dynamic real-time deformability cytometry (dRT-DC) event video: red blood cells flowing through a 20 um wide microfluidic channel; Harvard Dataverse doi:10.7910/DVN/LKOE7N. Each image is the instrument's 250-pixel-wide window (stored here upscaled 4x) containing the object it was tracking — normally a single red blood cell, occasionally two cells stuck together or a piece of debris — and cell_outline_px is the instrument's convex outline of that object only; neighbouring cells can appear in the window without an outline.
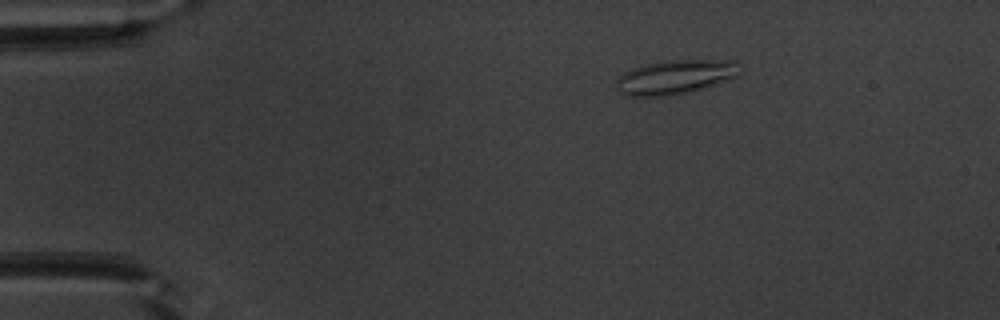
{"species": "common noctule bat (a hibernating species)", "species_latin": "Nyctalus noctula", "temperature_condition": "warm", "stored_images_in_passage": 44, "camera_frame_rate_fps": 3000, "um_per_image_px": 0.085, "animal": {"sex": "male", "body_mass_g": 20.1, "forearm_length_mm": 53.5}, "frame": {"image": 1, "passage_image": 2, "time_ms": 0.333, "image_size_px": [1000, 320], "cell_outline_px": [[736, 76], [728, 80], [692, 92], [660, 96], [624, 96], [620, 92], [616, 80], [624, 72], [648, 64], [664, 60], [736, 60]], "centroid_in_image_um": [57.38, 6.55], "position_along_channel_um": 27.6, "area_um2": 24.22}}
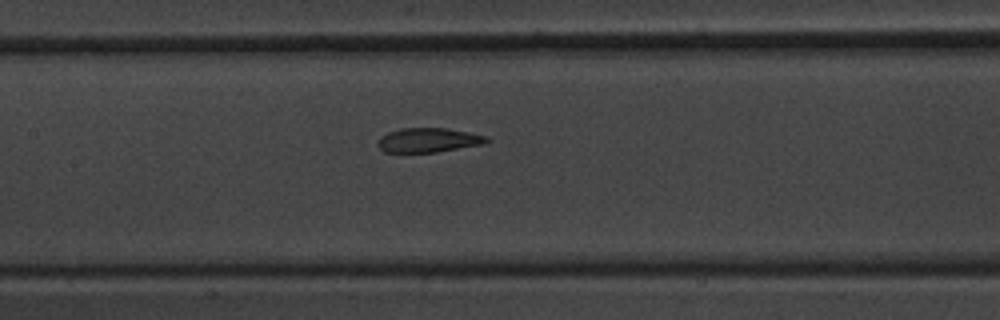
{"frame": {"image": 2, "passage_image": 18, "time_ms": 5.667, "image_size_px": [1000, 320], "cell_outline_px": [[492, 140], [484, 144], [436, 152], [384, 152], [376, 144], [380, 136], [388, 132], [400, 128], [448, 128], [488, 136]], "centroid_in_image_um": [36.43, 11.9], "position_along_channel_um": 171.0, "area_um2": 15.61}}
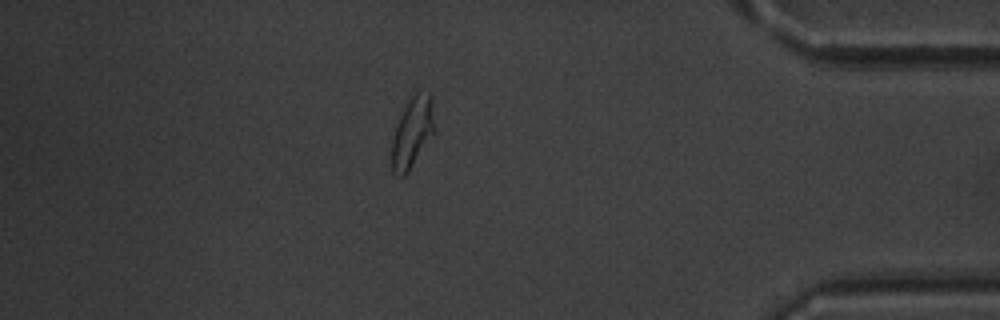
{"frame": {"image": 3, "passage_image": 38, "time_ms": 12.333, "image_size_px": [1000, 320], "cell_outline_px": [[436, 132], [408, 172], [404, 176], [396, 176], [392, 172], [392, 140], [400, 116], [408, 100], [416, 92], [432, 96], [436, 128]], "centroid_in_image_um": [35.08, 11.29], "position_along_channel_um": 400.1, "area_um2": 17.69}, "authors_computed_cell_mechanics": {"area_um2": 17.051, "velocity_mm_per_s": 3.9482, "shape_relaxation_time_tau1_ms": 3.4365, "shape_relaxation_time_tau2_ms": 1.6501, "deformation_change_tau1": 0.137, "deformation_change_tau2": 0.0908}}